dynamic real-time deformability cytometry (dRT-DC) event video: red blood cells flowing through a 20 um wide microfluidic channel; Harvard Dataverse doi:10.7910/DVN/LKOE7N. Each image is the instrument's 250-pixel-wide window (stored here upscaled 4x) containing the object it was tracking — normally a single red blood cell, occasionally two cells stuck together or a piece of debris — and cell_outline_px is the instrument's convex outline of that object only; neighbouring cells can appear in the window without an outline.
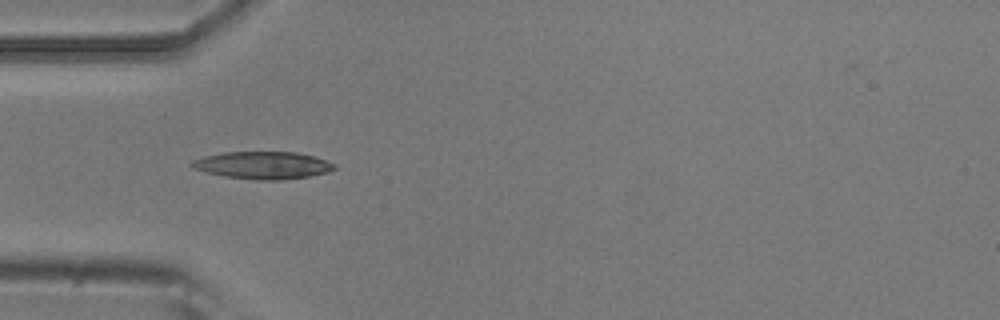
{"species": "common noctule bat (a hibernating species)", "species_latin": "Nyctalus noctula", "temperature_condition": "room temperature", "stored_images_in_passage": 7, "camera_frame_rate_fps": 3000, "um_per_image_px": 0.085, "animal": {"sex": "male", "body_mass_g": 20.5, "forearm_length_mm": 52.5}, "frame": {"image": 1, "passage_image": 5, "time_ms": 1.333, "image_size_px": [1000, 320], "cell_outline_px": [[336, 168], [328, 172], [308, 176], [280, 180], [256, 180], [224, 176], [204, 172], [192, 168], [188, 164], [192, 160], [204, 156], [224, 152], [296, 152], [312, 156], [336, 164]], "centroid_in_image_um": [22.29, 14.05], "position_along_channel_um": 62.7, "area_um2": 22.77}}
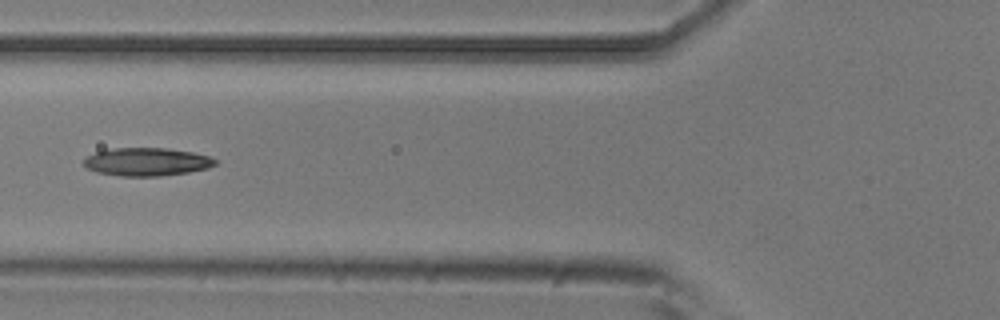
{"frame": {"image": 2, "passage_image": 6, "time_ms": 1.667, "image_size_px": [1000, 320], "cell_outline_px": [[216, 164], [208, 168], [188, 172], [160, 176], [120, 176], [96, 172], [88, 168], [84, 164], [84, 160], [88, 156], [96, 152], [112, 148], [168, 148], [192, 152], [208, 156], [216, 160]], "centroid_in_image_um": [12.48, 13.75], "position_along_channel_um": 113.3, "area_um2": 21.39}}
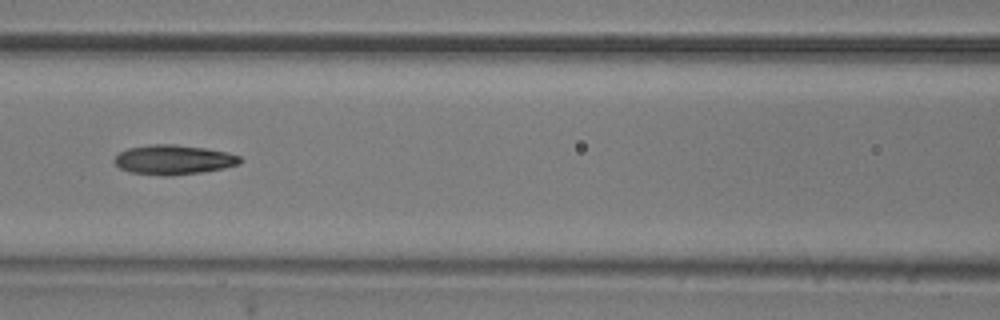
{"frame": {"image": 3, "passage_image": 7, "time_ms": 2.0, "image_size_px": [1000, 320], "cell_outline_px": [[244, 160], [240, 164], [224, 168], [200, 172], [172, 176], [164, 176], [128, 172], [120, 168], [112, 160], [120, 152], [128, 148], [148, 144], [176, 144], [204, 148], [228, 152], [240, 156]], "centroid_in_image_um": [14.75, 13.57], "position_along_channel_um": 151.8, "area_um2": 21.91}}